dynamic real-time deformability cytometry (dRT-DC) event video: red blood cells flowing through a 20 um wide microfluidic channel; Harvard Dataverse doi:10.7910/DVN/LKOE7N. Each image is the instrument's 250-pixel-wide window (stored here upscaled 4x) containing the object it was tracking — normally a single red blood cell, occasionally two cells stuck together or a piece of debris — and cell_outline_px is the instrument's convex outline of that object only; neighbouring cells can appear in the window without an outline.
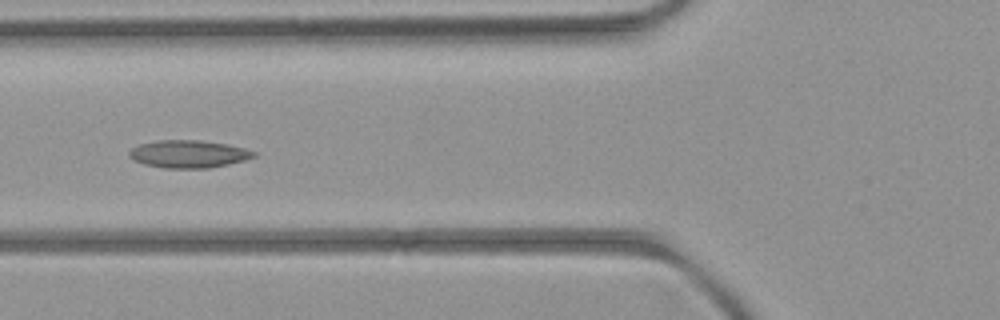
{"species": "common noctule bat (a hibernating species)", "species_latin": "Nyctalus noctula", "temperature_condition": "room temperature", "stored_images_in_passage": 5, "camera_frame_rate_fps": 3000, "um_per_image_px": 0.085, "animal": {"sex": "female", "body_mass_g": 21.9}, "frame": {"image": 1, "passage_image": 4, "time_ms": 3.667, "image_size_px": [1000, 320], "cell_outline_px": [[256, 156], [244, 160], [228, 164], [208, 168], [164, 168], [144, 164], [128, 156], [128, 152], [132, 148], [140, 144], [156, 140], [200, 140], [228, 144], [244, 148], [256, 152]], "centroid_in_image_um": [16.02, 13.08], "position_along_channel_um": 109.8, "area_um2": 20.0}}
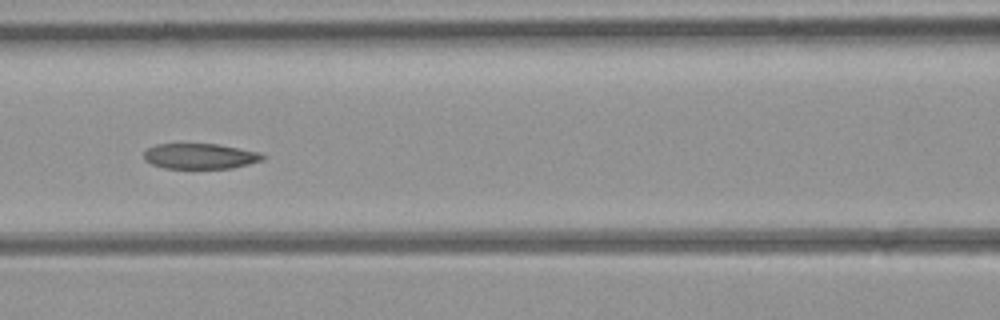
{"frame": {"image": 2, "passage_image": 5, "time_ms": 4.667, "image_size_px": [1000, 320], "cell_outline_px": [[268, 156], [264, 160], [232, 168], [164, 168], [152, 164], [144, 160], [144, 152], [148, 148], [156, 144], [216, 144], [260, 152]], "centroid_in_image_um": [17.03, 13.27], "position_along_channel_um": 149.6, "area_um2": 17.63}}